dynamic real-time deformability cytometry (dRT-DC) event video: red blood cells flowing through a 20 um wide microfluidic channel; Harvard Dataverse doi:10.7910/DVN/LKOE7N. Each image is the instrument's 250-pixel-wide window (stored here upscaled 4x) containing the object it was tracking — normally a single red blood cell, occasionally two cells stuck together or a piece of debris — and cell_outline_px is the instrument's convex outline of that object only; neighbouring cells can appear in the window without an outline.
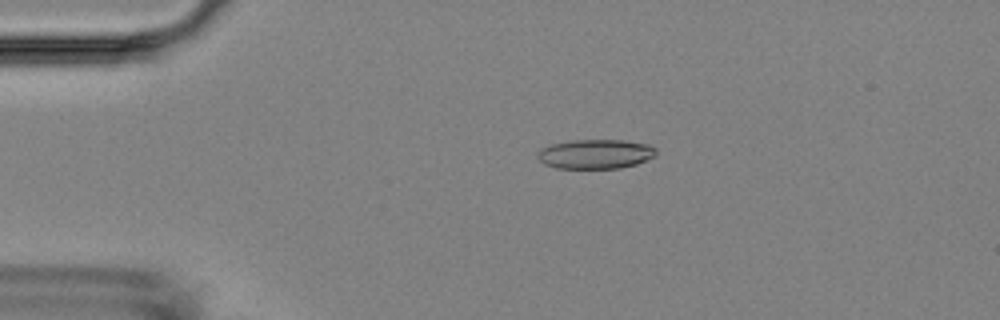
{"species": "Egyptian fruit bat (a non-hibernating species)", "species_latin": "Rousettus aegyptiacus", "temperature_condition": "room temperature", "stored_images_in_passage": 24, "camera_frame_rate_fps": 3000, "um_per_image_px": 0.085, "animal": {"sex": "female"}, "frame": {"image": 1, "passage_image": 11, "time_ms": 3.333, "image_size_px": [1000, 320], "cell_outline_px": [[656, 156], [636, 164], [620, 168], [556, 168], [544, 164], [536, 156], [540, 148], [552, 144], [572, 140], [624, 140], [648, 144], [656, 148]], "centroid_in_image_um": [50.62, 13.09], "position_along_channel_um": 34.4, "area_um2": 20.4}}
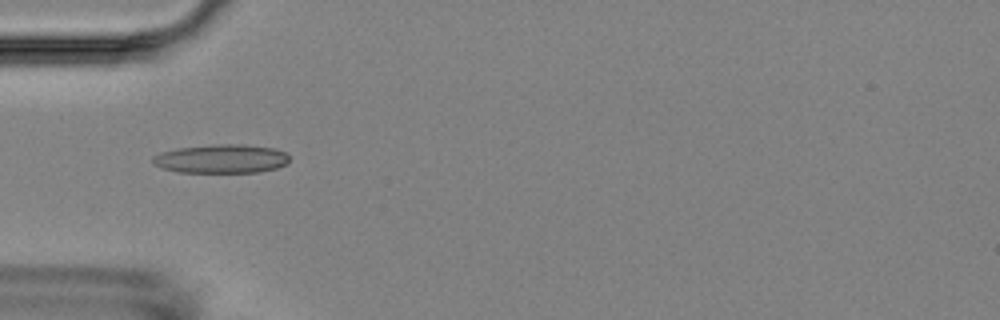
{"frame": {"image": 2, "passage_image": 17, "time_ms": 5.333, "image_size_px": [1000, 320], "cell_outline_px": [[288, 164], [276, 168], [260, 172], [176, 172], [160, 168], [152, 164], [152, 156], [160, 152], [180, 148], [212, 144], [244, 144], [276, 148], [284, 152], [288, 156]], "centroid_in_image_um": [18.79, 13.49], "position_along_channel_um": 66.2, "area_um2": 23.18}}